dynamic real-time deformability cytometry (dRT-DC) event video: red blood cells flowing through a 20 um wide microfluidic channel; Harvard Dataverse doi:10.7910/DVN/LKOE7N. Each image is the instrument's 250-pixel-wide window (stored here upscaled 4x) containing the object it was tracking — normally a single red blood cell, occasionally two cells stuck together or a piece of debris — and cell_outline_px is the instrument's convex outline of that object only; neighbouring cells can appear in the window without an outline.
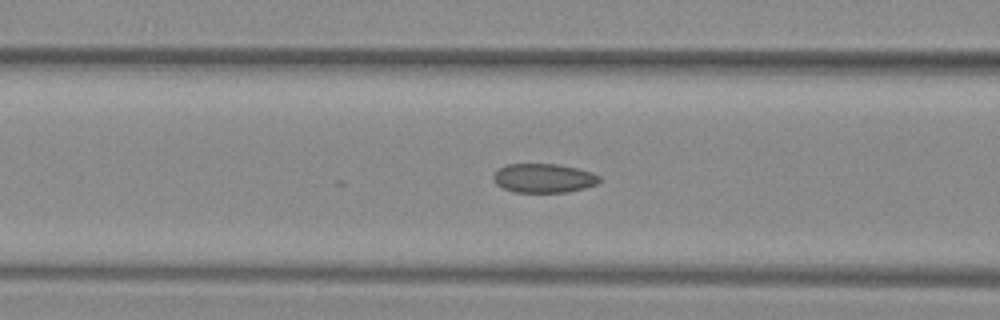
{"species": "common noctule bat (a hibernating species)", "species_latin": "Nyctalus noctula", "temperature_condition": "warm", "stored_images_in_passage": 26, "camera_frame_rate_fps": 3000, "um_per_image_px": 0.085, "animal": {"sex": "female", "body_mass_g": 29.2, "forearm_length_mm": 56.3}, "frame": {"image": 1, "passage_image": 21, "time_ms": 6.667, "image_size_px": [1000, 320], "cell_outline_px": [[600, 180], [596, 184], [584, 188], [568, 192], [516, 192], [504, 188], [496, 184], [492, 176], [496, 168], [504, 164], [556, 164], [576, 168], [592, 172], [600, 176]], "centroid_in_image_um": [46.17, 15.13], "position_along_channel_um": 120.4, "area_um2": 18.03}}
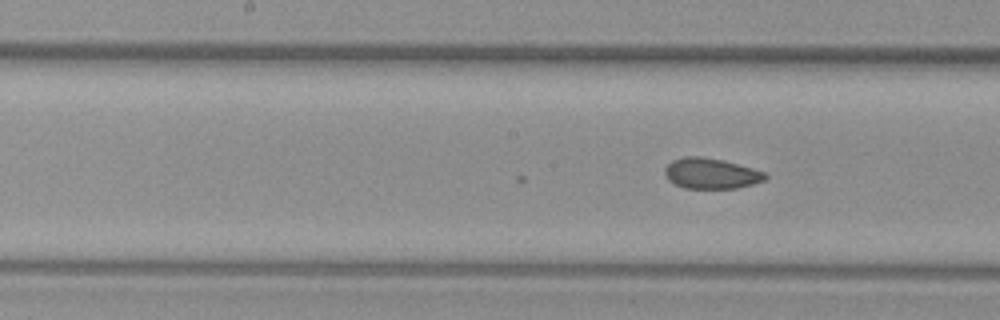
{"frame": {"image": 2, "passage_image": 26, "time_ms": 8.333, "image_size_px": [1000, 320], "cell_outline_px": [[768, 176], [764, 180], [752, 184], [736, 188], [684, 188], [668, 180], [664, 172], [664, 168], [672, 160], [684, 156], [700, 156], [720, 160], [752, 168], [764, 172]], "centroid_in_image_um": [60.4, 14.74], "position_along_channel_um": 187.8, "area_um2": 17.69}}